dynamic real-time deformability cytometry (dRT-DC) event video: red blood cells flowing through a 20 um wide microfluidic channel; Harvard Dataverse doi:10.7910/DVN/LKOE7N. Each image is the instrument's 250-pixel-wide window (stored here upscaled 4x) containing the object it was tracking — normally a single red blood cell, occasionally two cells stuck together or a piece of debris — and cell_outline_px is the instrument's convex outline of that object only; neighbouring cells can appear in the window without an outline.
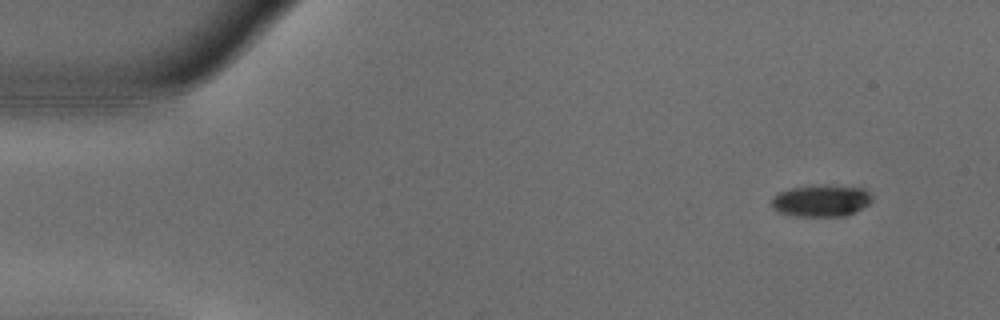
{"species": "common noctule bat (a hibernating species)", "species_latin": "Nyctalus noctula", "temperature_condition": "warm", "stored_images_in_passage": 51, "camera_frame_rate_fps": 3000, "um_per_image_px": 0.085, "animal": {"sex": "male", "body_mass_g": 18.8}, "frame": {"image": 1, "passage_image": 1, "time_ms": 0.0, "image_size_px": [1000, 320], "cell_outline_px": [[872, 200], [868, 204], [844, 216], [792, 216], [776, 212], [772, 208], [772, 196], [776, 192], [792, 188], [812, 184], [824, 184], [864, 188], [872, 196]], "centroid_in_image_um": [69.73, 17.04], "position_along_channel_um": 15.3, "area_um2": 18.96}}
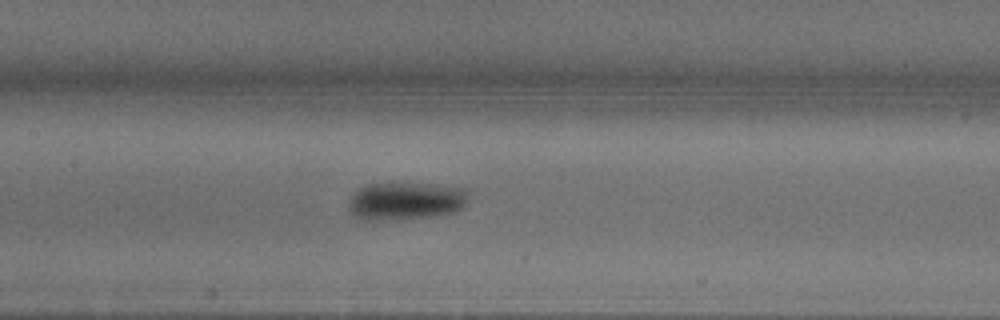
{"frame": {"image": 2, "passage_image": 22, "time_ms": 7.0, "image_size_px": [1000, 320], "cell_outline_px": [[468, 200], [460, 208], [452, 212], [432, 216], [380, 220], [364, 220], [356, 216], [348, 208], [348, 200], [352, 192], [364, 184], [388, 180], [436, 184], [468, 188]], "centroid_in_image_um": [34.43, 17.0], "position_along_channel_um": 173.0, "area_um2": 27.4}}
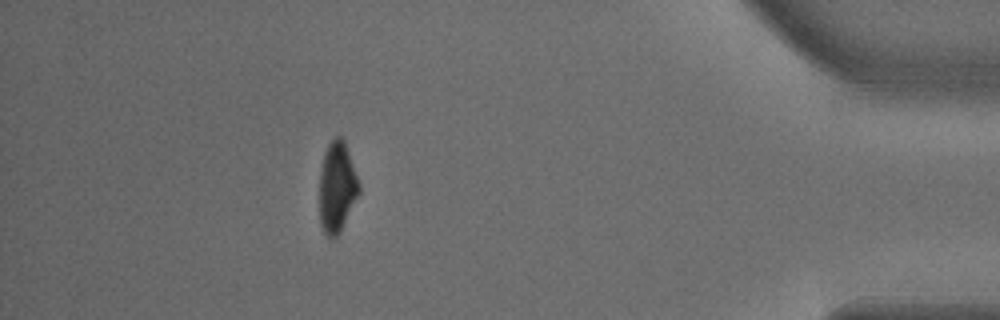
{"frame": {"image": 3, "passage_image": 45, "time_ms": 14.667, "image_size_px": [1000, 320], "cell_outline_px": [[360, 192], [340, 232], [332, 240], [324, 232], [320, 224], [320, 168], [324, 152], [328, 144], [336, 136], [340, 136], [344, 140], [360, 184]], "centroid_in_image_um": [28.64, 15.91], "position_along_channel_um": 406.6, "area_um2": 20.87}, "authors_computed_cell_mechanics": {"area_um2": 22.5998, "velocity_mm_per_s": 3.7151, "shape_relaxation_time_tau1_ms": 2.815, "shape_relaxation_time_tau2_ms": null, "deformation_change_tau1": 0.1682, "deformation_change_tau2": null}}